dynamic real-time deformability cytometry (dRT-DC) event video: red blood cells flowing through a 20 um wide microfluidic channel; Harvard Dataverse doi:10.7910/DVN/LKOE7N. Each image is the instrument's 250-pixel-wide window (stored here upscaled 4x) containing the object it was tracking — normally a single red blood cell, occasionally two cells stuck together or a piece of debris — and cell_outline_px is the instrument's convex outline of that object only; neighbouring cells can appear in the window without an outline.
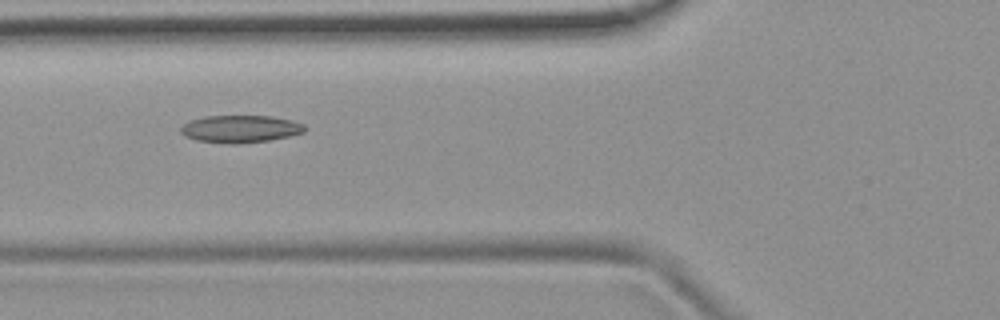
{"species": "common noctule bat (a hibernating species)", "species_latin": "Nyctalus noctula", "temperature_condition": "room temperature", "stored_images_in_passage": 9, "camera_frame_rate_fps": 3000, "um_per_image_px": 0.085, "animal": {"sex": "female", "body_mass_g": 19.9}, "frame": {"image": 1, "passage_image": 6, "time_ms": 6.667, "image_size_px": [1000, 320], "cell_outline_px": [[304, 132], [288, 136], [268, 140], [232, 144], [228, 144], [196, 140], [184, 136], [180, 132], [180, 128], [188, 120], [204, 116], [272, 116], [292, 120], [304, 124]], "centroid_in_image_um": [20.38, 10.95], "position_along_channel_um": 105.4, "area_um2": 19.77}}
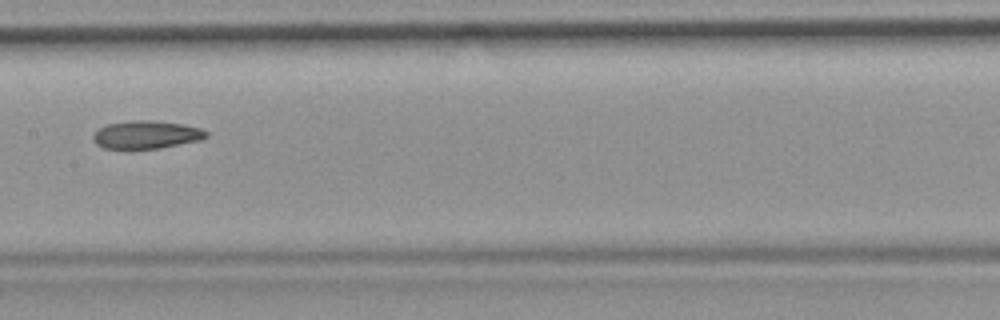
{"frame": {"image": 2, "passage_image": 8, "time_ms": 9.0, "image_size_px": [1000, 320], "cell_outline_px": [[208, 136], [204, 140], [160, 148], [104, 148], [96, 144], [92, 140], [92, 136], [100, 128], [108, 124], [132, 120], [152, 120], [180, 124], [200, 128], [208, 132]], "centroid_in_image_um": [12.47, 11.45], "position_along_channel_um": 194.9, "area_um2": 18.38}}
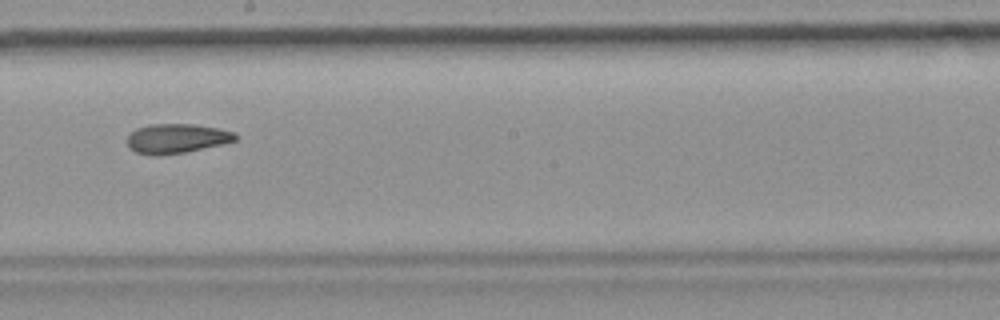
{"frame": {"image": 3, "passage_image": 9, "time_ms": 10.0, "image_size_px": [1000, 320], "cell_outline_px": [[240, 136], [236, 140], [220, 144], [184, 152], [156, 156], [136, 152], [128, 148], [128, 136], [136, 128], [148, 124], [192, 124], [220, 128], [236, 132]], "centroid_in_image_um": [15.02, 11.76], "position_along_channel_um": 233.2, "area_um2": 18.61}}